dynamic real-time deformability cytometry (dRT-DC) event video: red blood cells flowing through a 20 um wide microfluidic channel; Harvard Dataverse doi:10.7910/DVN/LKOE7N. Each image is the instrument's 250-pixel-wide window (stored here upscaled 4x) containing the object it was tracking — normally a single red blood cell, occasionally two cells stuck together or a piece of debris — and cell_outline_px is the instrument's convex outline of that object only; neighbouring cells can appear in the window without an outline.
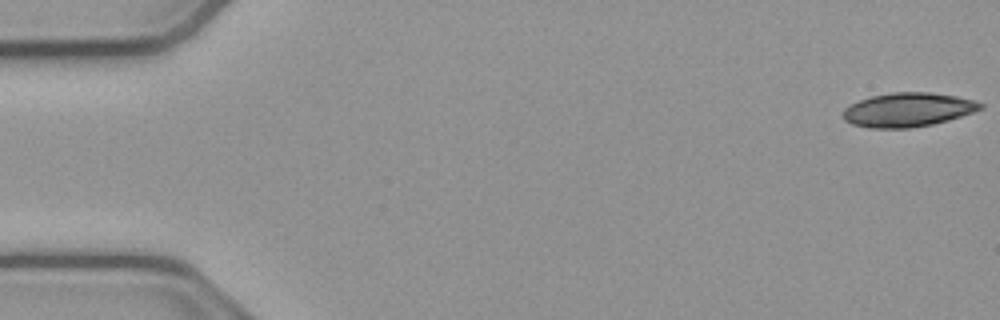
{"species": "common noctule bat (a hibernating species)", "species_latin": "Nyctalus noctula", "temperature_condition": "cold", "stored_images_in_passage": 53, "camera_frame_rate_fps": 3000, "um_per_image_px": 0.085, "animal": {"sex": "male", "body_mass_g": 23.1, "forearm_length_mm": 52.7}, "frame": {"image": 1, "passage_image": 1, "time_ms": 0.0, "image_size_px": [1000, 320], "cell_outline_px": [[984, 108], [948, 120], [932, 124], [912, 128], [868, 128], [852, 124], [844, 120], [844, 108], [860, 100], [872, 96], [892, 92], [928, 92], [956, 96], [976, 100], [984, 104]], "centroid_in_image_um": [77.19, 9.33], "position_along_channel_um": 7.8, "area_um2": 27.17}}
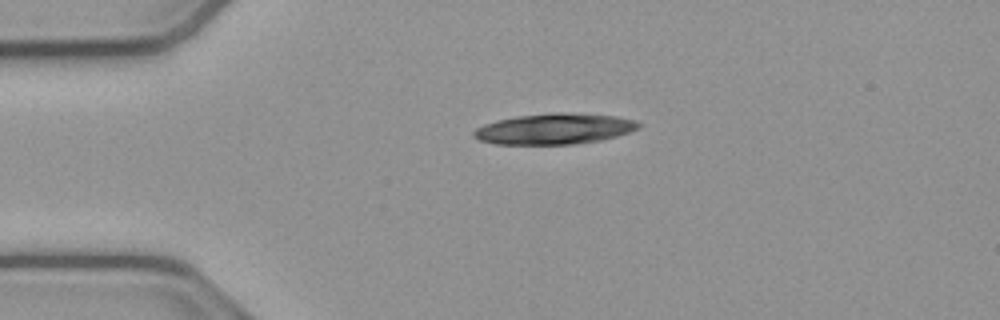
{"frame": {"image": 2, "passage_image": 12, "time_ms": 3.667, "image_size_px": [1000, 320], "cell_outline_px": [[640, 128], [616, 136], [600, 140], [576, 144], [496, 144], [480, 140], [472, 136], [472, 132], [476, 128], [484, 124], [500, 120], [520, 116], [556, 112], [564, 112], [616, 116], [636, 120], [640, 124]], "centroid_in_image_um": [47.14, 10.95], "position_along_channel_um": 37.9, "area_um2": 29.36}}